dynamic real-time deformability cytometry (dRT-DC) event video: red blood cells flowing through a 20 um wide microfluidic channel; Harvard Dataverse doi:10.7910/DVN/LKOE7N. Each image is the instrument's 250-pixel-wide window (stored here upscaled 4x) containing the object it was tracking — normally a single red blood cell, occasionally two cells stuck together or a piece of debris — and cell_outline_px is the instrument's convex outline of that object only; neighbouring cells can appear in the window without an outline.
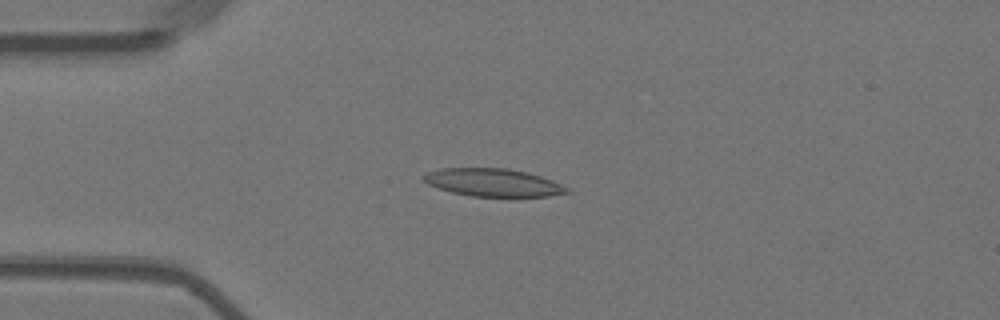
{"species": "Egyptian fruit bat (a non-hibernating species)", "species_latin": "Rousettus aegyptiacus", "temperature_condition": "warm", "stored_images_in_passage": 54, "camera_frame_rate_fps": 3000, "um_per_image_px": 0.085, "animal": {"sex": "female"}, "frame": {"image": 1, "passage_image": 12, "time_ms": 3.667, "image_size_px": [1000, 320], "cell_outline_px": [[572, 192], [548, 196], [472, 196], [452, 192], [428, 184], [420, 176], [428, 172], [440, 168], [508, 168], [528, 172], [552, 180], [568, 188]], "centroid_in_image_um": [41.91, 15.5], "position_along_channel_um": 43.1, "area_um2": 23.12}}
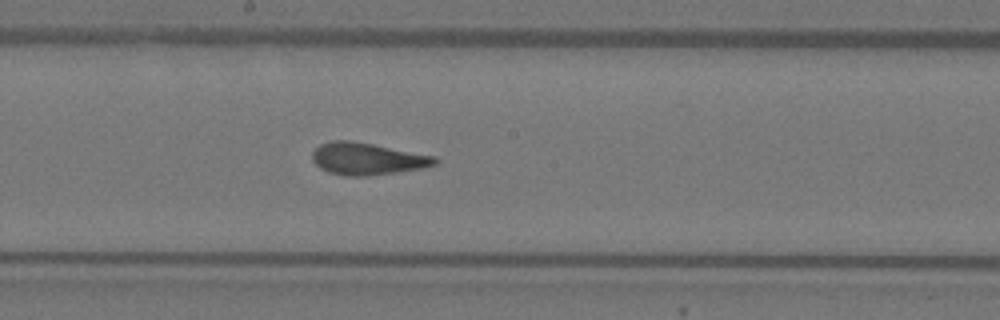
{"frame": {"image": 2, "passage_image": 28, "time_ms": 9.0, "image_size_px": [1000, 320], "cell_outline_px": [[440, 160], [436, 164], [424, 168], [368, 176], [344, 176], [328, 172], [320, 168], [312, 160], [312, 152], [320, 144], [332, 140], [352, 140], [436, 156]], "centroid_in_image_um": [31.22, 13.5], "position_along_channel_um": 217.0, "area_um2": 23.12}}
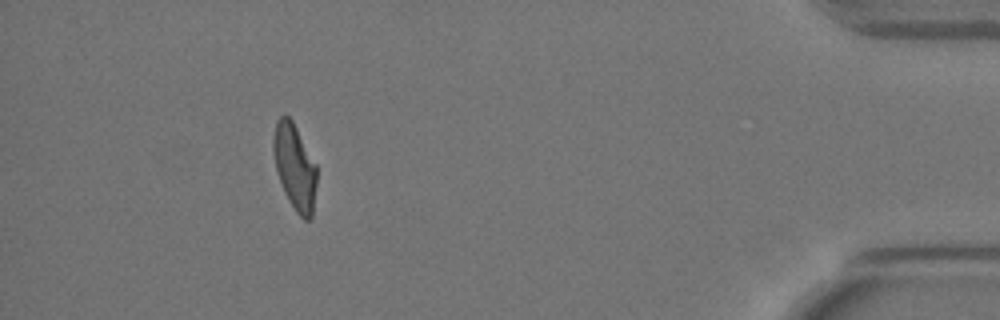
{"frame": {"image": 3, "passage_image": 49, "time_ms": 16.0, "image_size_px": [1000, 320], "cell_outline_px": [[316, 184], [312, 216], [308, 220], [304, 220], [296, 212], [284, 192], [276, 172], [272, 148], [272, 140], [276, 120], [284, 112], [292, 120], [316, 164]], "centroid_in_image_um": [25.02, 14.15], "position_along_channel_um": 410.2, "area_um2": 21.79}, "authors_computed_cell_mechanics": {"area_um2": 23.0622, "velocity_mm_per_s": 3.6264, "shape_relaxation_time_tau1_ms": null, "shape_relaxation_time_tau2_ms": 1.4423, "deformation_change_tau1": null, "deformation_change_tau2": 0.0895}}